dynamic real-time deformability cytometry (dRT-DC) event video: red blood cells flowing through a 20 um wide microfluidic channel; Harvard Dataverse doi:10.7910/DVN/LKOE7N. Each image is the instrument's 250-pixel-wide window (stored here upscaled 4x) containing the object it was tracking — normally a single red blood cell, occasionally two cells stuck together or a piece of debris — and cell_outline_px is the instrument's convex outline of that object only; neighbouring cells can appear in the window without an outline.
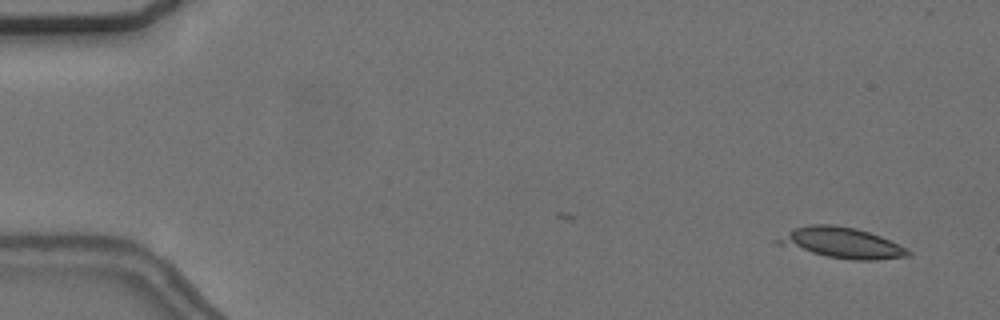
{"species": "common noctule bat (a hibernating species)", "species_latin": "Nyctalus noctula", "temperature_condition": "cold", "stored_images_in_passage": 10, "camera_frame_rate_fps": 3000, "um_per_image_px": 0.085, "animal": {"sex": "female", "body_mass_g": 24.6, "forearm_length_mm": 56.2}, "frame": {"image": 1, "passage_image": 3, "time_ms": 0.667, "image_size_px": [1000, 320], "cell_outline_px": [[912, 252], [908, 256], [876, 260], [852, 260], [828, 256], [776, 244], [772, 240], [796, 228], [808, 224], [832, 224], [856, 228], [880, 236]], "centroid_in_image_um": [71.5, 20.63], "position_along_channel_um": 13.5, "area_um2": 22.89}}